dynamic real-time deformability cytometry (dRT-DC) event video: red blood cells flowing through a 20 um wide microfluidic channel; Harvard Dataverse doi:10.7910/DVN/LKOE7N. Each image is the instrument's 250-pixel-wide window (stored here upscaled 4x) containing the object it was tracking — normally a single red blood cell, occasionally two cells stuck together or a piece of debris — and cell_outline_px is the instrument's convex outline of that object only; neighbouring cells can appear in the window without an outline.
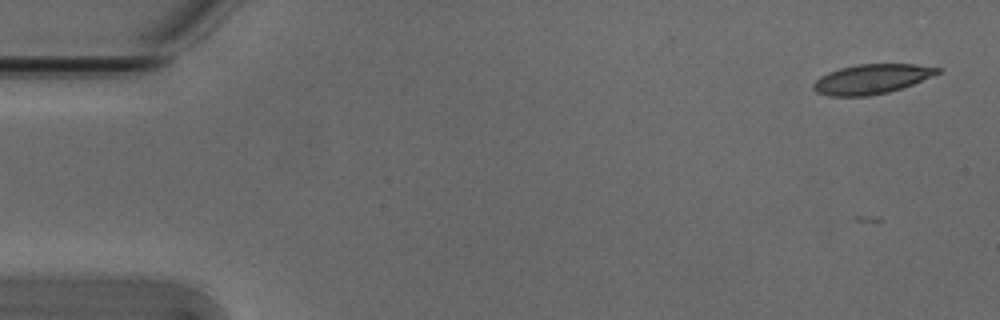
{"species": "Egyptian fruit bat (a non-hibernating species)", "species_latin": "Rousettus aegyptiacus", "temperature_condition": "cold", "stored_images_in_passage": 51, "camera_frame_rate_fps": 3000, "um_per_image_px": 0.085, "animal": {"sex": "male"}, "frame": {"image": 1, "passage_image": 2, "time_ms": 0.333, "image_size_px": [1000, 320], "cell_outline_px": [[944, 68], [940, 72], [912, 84], [888, 92], [868, 96], [828, 96], [816, 92], [812, 88], [812, 84], [820, 76], [828, 72], [840, 68], [860, 64], [916, 64]], "centroid_in_image_um": [74.06, 6.72], "position_along_channel_um": 10.9, "area_um2": 21.39}}
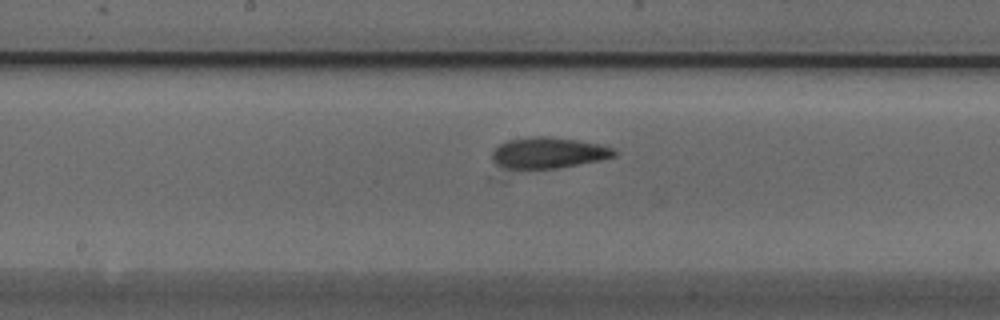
{"frame": {"image": 2, "passage_image": 27, "time_ms": 8.667, "image_size_px": [1000, 320], "cell_outline_px": [[620, 152], [616, 156], [504, 184], [488, 180], [488, 176], [492, 152], [500, 144], [508, 140], [536, 136], [544, 136], [576, 140], [600, 144], [616, 148]], "centroid_in_image_um": [46.1, 13.35], "position_along_channel_um": 202.1, "area_um2": 28.03}}
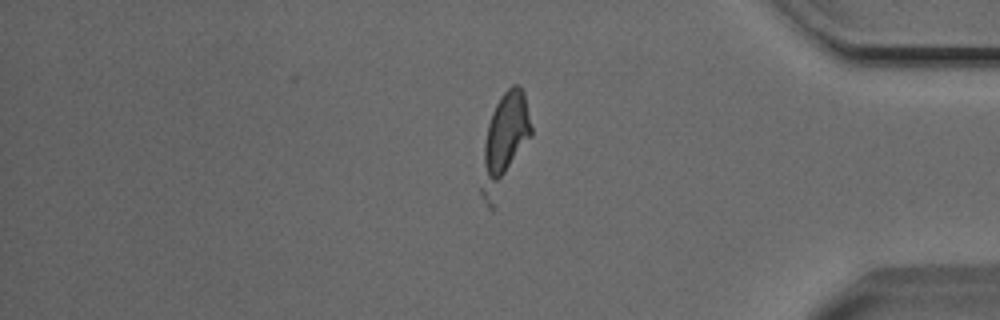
{"frame": {"image": 3, "passage_image": 44, "time_ms": 14.333, "image_size_px": [1000, 320], "cell_outline_px": [[532, 136], [492, 212], [488, 208], [480, 192], [480, 188], [484, 144], [488, 124], [492, 112], [496, 104], [504, 92], [512, 84], [516, 84], [524, 92], [532, 128]], "centroid_in_image_um": [42.88, 12.19], "position_along_channel_um": 392.3, "area_um2": 28.09}}